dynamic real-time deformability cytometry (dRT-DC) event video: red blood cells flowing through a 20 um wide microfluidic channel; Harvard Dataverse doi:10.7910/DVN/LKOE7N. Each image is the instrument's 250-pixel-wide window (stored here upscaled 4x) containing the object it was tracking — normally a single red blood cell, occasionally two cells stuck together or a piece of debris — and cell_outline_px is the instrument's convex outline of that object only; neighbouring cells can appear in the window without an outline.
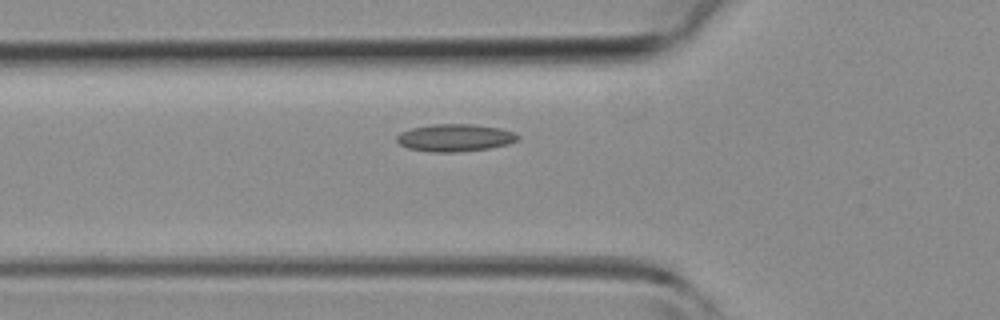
{"species": "common noctule bat (a hibernating species)", "species_latin": "Nyctalus noctula", "temperature_condition": "room temperature", "stored_images_in_passage": 33, "camera_frame_rate_fps": 3000, "um_per_image_px": 0.085, "animal": {"sex": "female", "body_mass_g": 19.3, "forearm_length_mm": 54.1}, "frame": {"image": 1, "passage_image": 4, "time_ms": 1.0, "image_size_px": [1000, 320], "cell_outline_px": [[520, 140], [508, 144], [488, 148], [456, 152], [428, 152], [408, 148], [400, 144], [396, 140], [396, 136], [400, 132], [412, 128], [432, 124], [472, 124], [500, 128], [512, 132], [520, 136]], "centroid_in_image_um": [38.66, 11.71], "position_along_channel_um": 87.1, "area_um2": 19.36}}
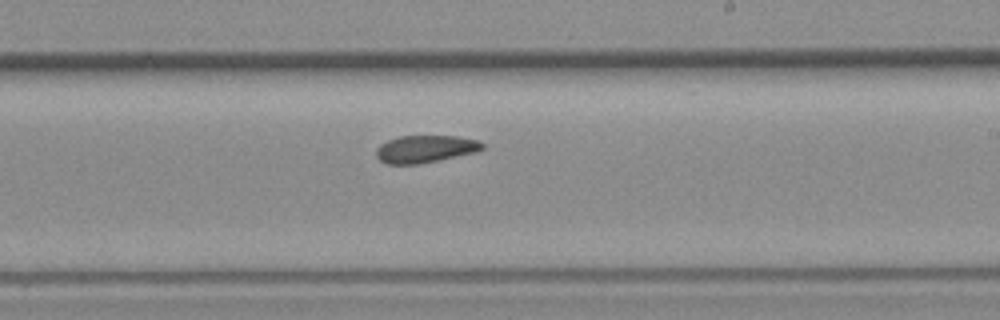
{"frame": {"image": 2, "passage_image": 15, "time_ms": 4.667, "image_size_px": [1000, 320], "cell_outline_px": [[484, 148], [476, 152], [416, 164], [388, 164], [380, 160], [376, 156], [376, 148], [380, 144], [388, 140], [400, 136], [456, 136], [476, 140], [484, 144]], "centroid_in_image_um": [36.12, 12.65], "position_along_channel_um": 252.9, "area_um2": 16.7}}
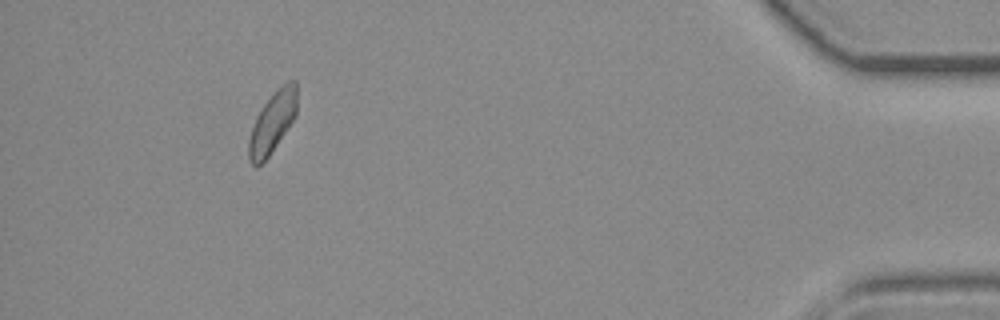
{"frame": {"image": 3, "passage_image": 30, "time_ms": 9.667, "image_size_px": [1000, 320], "cell_outline_px": [[296, 116], [268, 156], [260, 164], [252, 164], [248, 160], [248, 140], [256, 116], [264, 104], [276, 88], [288, 80], [296, 80]], "centroid_in_image_um": [23.15, 10.36], "position_along_channel_um": 412.0, "area_um2": 16.94}}